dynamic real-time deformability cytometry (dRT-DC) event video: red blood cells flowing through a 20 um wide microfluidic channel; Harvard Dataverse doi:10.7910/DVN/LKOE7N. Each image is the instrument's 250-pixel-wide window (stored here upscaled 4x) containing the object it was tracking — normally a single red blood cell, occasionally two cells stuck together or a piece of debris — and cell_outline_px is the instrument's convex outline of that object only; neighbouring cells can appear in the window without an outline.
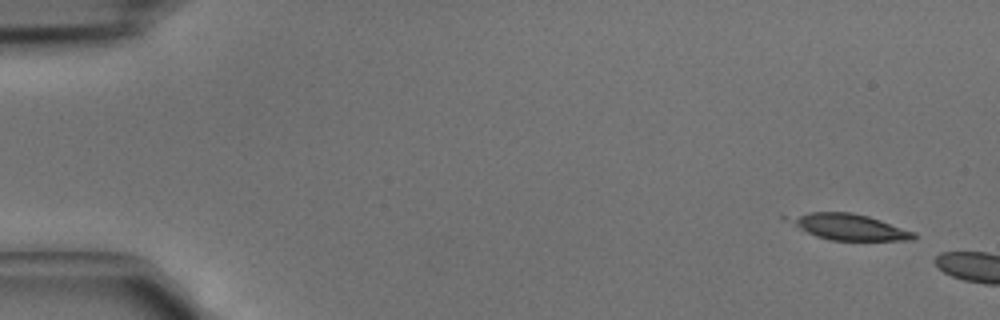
{"species": "common noctule bat (a hibernating species)", "species_latin": "Nyctalus noctula", "temperature_condition": "cold", "stored_images_in_passage": 2, "camera_frame_rate_fps": 3000, "um_per_image_px": 0.085, "animal": {"sex": "male", "body_mass_g": 15.6}, "frame": {"image": 1, "passage_image": 1, "time_ms": 0.0, "image_size_px": [1000, 320], "cell_outline_px": [[916, 236], [912, 240], [828, 240], [816, 236], [780, 220], [780, 216], [808, 212], [852, 212], [868, 216], [916, 232]], "centroid_in_image_um": [72.01, 19.26], "position_along_channel_um": 13.0, "area_um2": 19.36}}